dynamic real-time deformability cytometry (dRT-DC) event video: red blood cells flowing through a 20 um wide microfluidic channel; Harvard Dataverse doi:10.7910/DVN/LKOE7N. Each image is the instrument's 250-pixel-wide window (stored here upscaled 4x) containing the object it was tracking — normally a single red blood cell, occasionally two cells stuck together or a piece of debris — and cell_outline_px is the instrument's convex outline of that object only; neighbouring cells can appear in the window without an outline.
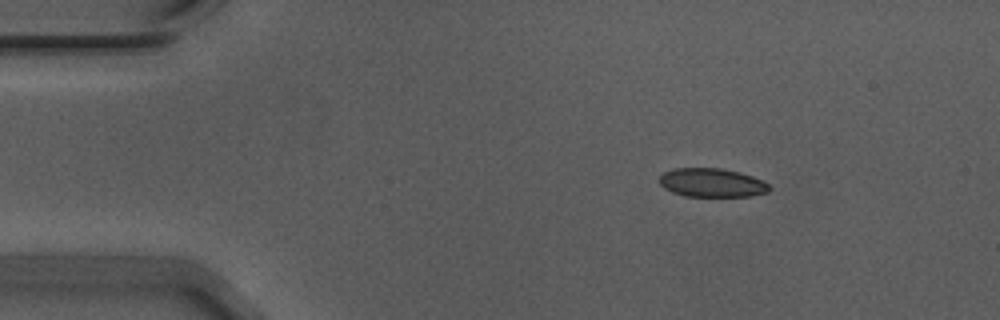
{"species": "Egyptian fruit bat (a non-hibernating species)", "species_latin": "Rousettus aegyptiacus", "temperature_condition": "warm", "stored_images_in_passage": 48, "camera_frame_rate_fps": 3000, "um_per_image_px": 0.085, "animal": {"sex": "male"}, "frame": {"image": 1, "passage_image": 1, "time_ms": 0.0, "image_size_px": [1000, 320], "cell_outline_px": [[772, 188], [768, 192], [748, 196], [684, 196], [672, 192], [664, 188], [660, 184], [660, 176], [664, 172], [672, 168], [720, 168], [740, 172], [752, 176], [768, 184]], "centroid_in_image_um": [60.49, 15.53], "position_along_channel_um": 24.5, "area_um2": 18.38}}
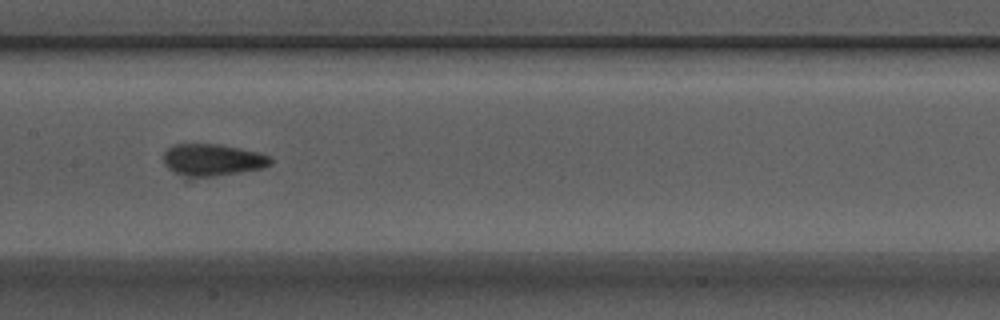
{"frame": {"image": 2, "passage_image": 20, "time_ms": 6.333, "image_size_px": [1000, 320], "cell_outline_px": [[272, 164], [264, 168], [216, 176], [188, 176], [172, 172], [164, 164], [164, 152], [168, 148], [176, 144], [216, 144], [240, 148], [260, 152], [268, 156], [272, 160]], "centroid_in_image_um": [18.08, 13.59], "position_along_channel_um": 189.3, "area_um2": 19.83}}
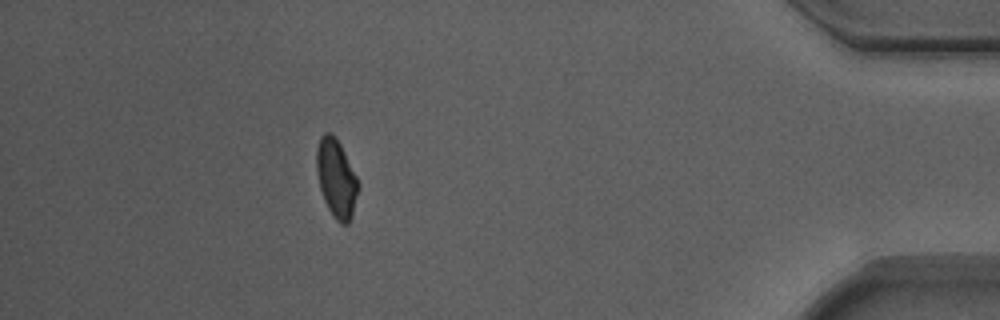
{"frame": {"image": 3, "passage_image": 42, "time_ms": 13.667, "image_size_px": [1000, 320], "cell_outline_px": [[360, 184], [352, 216], [348, 224], [340, 224], [332, 216], [324, 200], [320, 188], [316, 168], [316, 152], [320, 136], [324, 132], [332, 132], [336, 136]], "centroid_in_image_um": [28.58, 15.16], "position_along_channel_um": 406.6, "area_um2": 19.07}, "authors_computed_cell_mechanics": {"area_um2": 19.4497, "velocity_mm_per_s": 3.7102, "shape_relaxation_time_tau1_ms": 2.652, "shape_relaxation_time_tau2_ms": 1.4367, "deformation_change_tau1": 0.0884, "deformation_change_tau2": 0.0561}}